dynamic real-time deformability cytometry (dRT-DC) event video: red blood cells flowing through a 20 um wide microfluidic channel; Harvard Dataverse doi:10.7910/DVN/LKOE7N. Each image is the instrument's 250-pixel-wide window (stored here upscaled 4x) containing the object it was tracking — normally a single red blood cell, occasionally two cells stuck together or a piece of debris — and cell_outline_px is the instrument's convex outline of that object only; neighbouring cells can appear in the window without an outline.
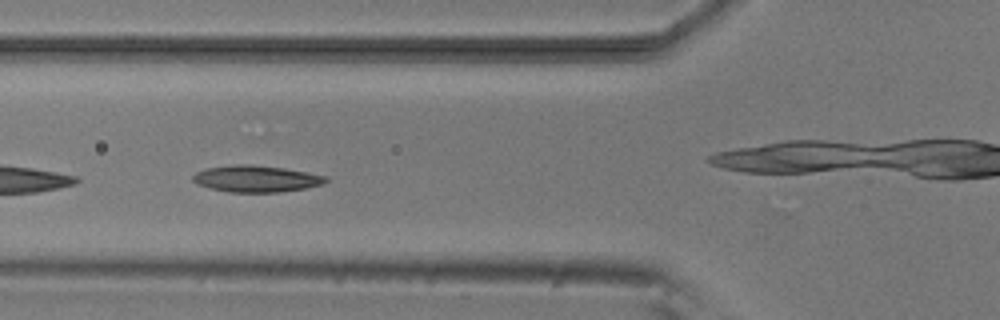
{"species": "common noctule bat (a hibernating species)", "species_latin": "Nyctalus noctula", "temperature_condition": "room temperature", "stored_images_in_passage": 8, "camera_frame_rate_fps": 3000, "um_per_image_px": 0.085, "animal": {"sex": "male", "body_mass_g": 20.5, "forearm_length_mm": 52.5}, "frame": {"image": 1, "passage_image": 4, "time_ms": 3.333, "image_size_px": [1000, 320], "cell_outline_px": [[328, 180], [324, 184], [304, 188], [280, 192], [228, 192], [208, 188], [196, 184], [192, 180], [192, 176], [196, 172], [208, 168], [236, 164], [252, 164], [284, 168], [308, 172], [328, 176]], "centroid_in_image_um": [21.77, 15.19], "position_along_channel_um": 104.0, "area_um2": 20.75}}